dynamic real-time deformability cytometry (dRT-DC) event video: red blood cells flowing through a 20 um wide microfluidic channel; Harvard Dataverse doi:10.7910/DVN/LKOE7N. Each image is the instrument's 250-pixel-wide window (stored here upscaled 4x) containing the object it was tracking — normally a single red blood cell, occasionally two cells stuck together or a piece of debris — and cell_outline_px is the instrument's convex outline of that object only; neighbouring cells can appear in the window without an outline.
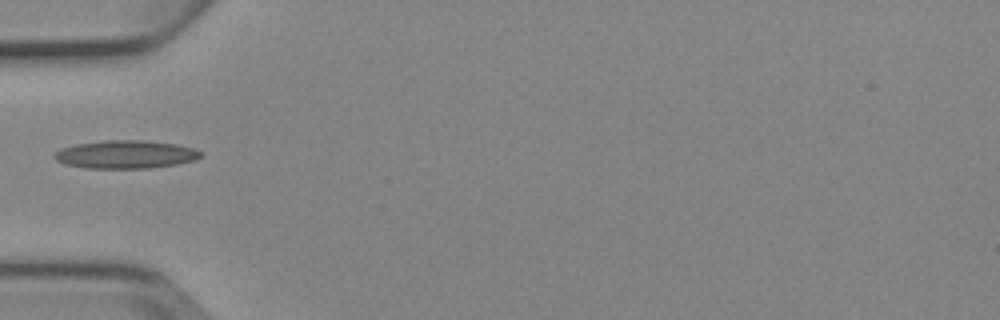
{"species": "Egyptian fruit bat (a non-hibernating species)", "species_latin": "Rousettus aegyptiacus", "temperature_condition": "cold", "stored_images_in_passage": 1, "camera_frame_rate_fps": 3000, "um_per_image_px": 0.085, "animal": {"sex": "female"}, "frame": {"image": 1, "passage_image": 1, "time_ms": 0.0, "image_size_px": [1000, 320], "cell_outline_px": [[200, 156], [196, 160], [176, 164], [148, 168], [84, 168], [64, 164], [56, 160], [52, 156], [60, 148], [76, 144], [104, 140], [144, 140], [176, 144], [192, 148], [200, 152]], "centroid_in_image_um": [10.63, 13.12], "position_along_channel_um": 74.4, "area_um2": 23.93}}